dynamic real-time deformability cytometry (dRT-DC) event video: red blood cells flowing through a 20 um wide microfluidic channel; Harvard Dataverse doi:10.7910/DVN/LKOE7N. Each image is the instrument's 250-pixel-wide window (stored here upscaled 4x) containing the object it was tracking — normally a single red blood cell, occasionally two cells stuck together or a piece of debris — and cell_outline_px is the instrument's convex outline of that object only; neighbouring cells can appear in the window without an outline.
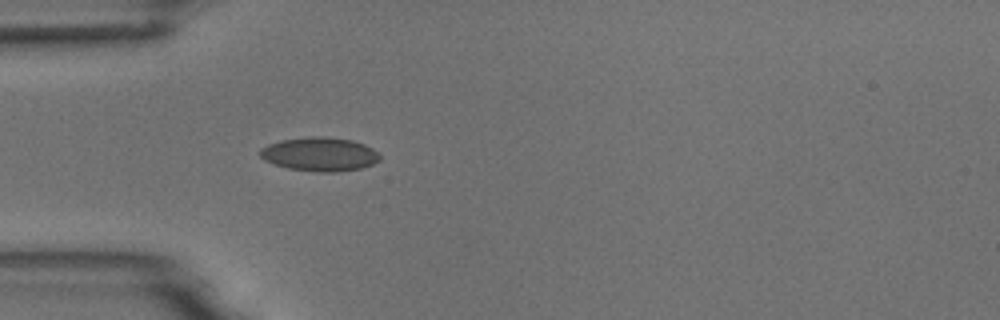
{"species": "common noctule bat (a hibernating species)", "species_latin": "Nyctalus noctula", "temperature_condition": "room temperature", "stored_images_in_passage": 1, "camera_frame_rate_fps": 3000, "um_per_image_px": 0.085, "animal": {"sex": "male", "body_mass_g": 18.8}, "frame": {"image": 1, "passage_image": 1, "time_ms": 0.0, "image_size_px": [1000, 320], "cell_outline_px": [[380, 160], [372, 164], [360, 168], [336, 172], [316, 172], [288, 168], [264, 160], [260, 156], [260, 148], [268, 144], [284, 140], [312, 136], [324, 136], [352, 140], [364, 144], [372, 148], [380, 156]], "centroid_in_image_um": [27.18, 13.11], "position_along_channel_um": 57.8, "area_um2": 23.47}}